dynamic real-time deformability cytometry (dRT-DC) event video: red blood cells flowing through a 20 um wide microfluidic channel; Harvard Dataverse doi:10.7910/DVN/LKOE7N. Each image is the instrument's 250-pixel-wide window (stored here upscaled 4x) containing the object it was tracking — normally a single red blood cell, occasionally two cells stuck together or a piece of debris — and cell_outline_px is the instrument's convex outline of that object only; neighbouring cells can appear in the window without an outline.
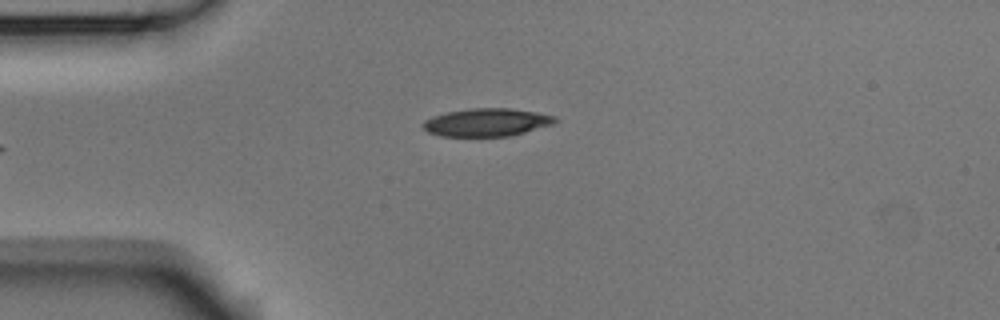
{"species": "Egyptian fruit bat (a non-hibernating species)", "species_latin": "Rousettus aegyptiacus", "temperature_condition": "room temperature", "stored_images_in_passage": 5, "camera_frame_rate_fps": 3000, "um_per_image_px": 0.085, "animal": {"sex": "male"}, "frame": {"image": 1, "passage_image": 5, "time_ms": 1.333, "image_size_px": [1000, 320], "cell_outline_px": [[560, 120], [552, 124], [512, 136], [440, 136], [428, 132], [420, 124], [424, 120], [432, 116], [448, 112], [472, 108], [512, 108], [536, 112], [556, 116]], "centroid_in_image_um": [41.38, 10.4], "position_along_channel_um": 43.6, "area_um2": 21.62}}